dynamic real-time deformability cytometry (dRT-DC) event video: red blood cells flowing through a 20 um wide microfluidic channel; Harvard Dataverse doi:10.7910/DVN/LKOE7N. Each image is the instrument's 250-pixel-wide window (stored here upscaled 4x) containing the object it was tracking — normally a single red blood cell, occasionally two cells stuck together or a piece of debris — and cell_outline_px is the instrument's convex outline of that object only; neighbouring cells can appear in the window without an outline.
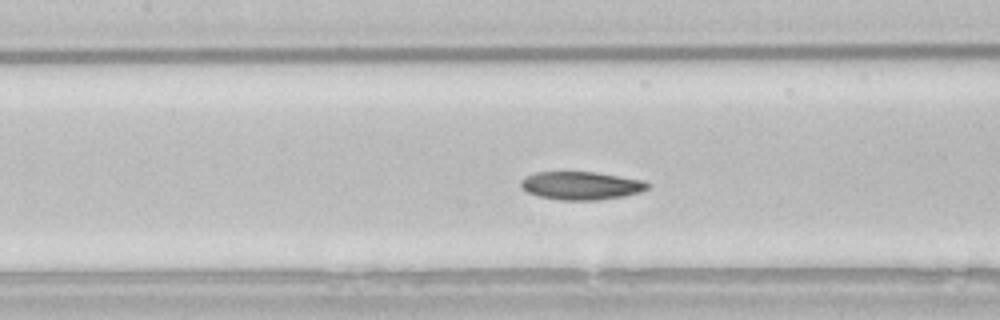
{"species": "common noctule bat (a hibernating species)", "species_latin": "Nyctalus noctula", "temperature_condition": "room temperature", "stored_images_in_passage": 45, "camera_frame_rate_fps": 3000, "um_per_image_px": 0.085, "animal": {"sex": "male", "body_mass_g": 21.5, "forearm_length_mm": 52.0}, "frame": {"image": 1, "passage_image": 20, "time_ms": 6.333, "image_size_px": [1000, 320], "cell_outline_px": [[648, 188], [640, 192], [624, 196], [596, 200], [560, 200], [540, 196], [528, 192], [520, 184], [528, 176], [536, 172], [596, 172], [644, 180], [648, 184]], "centroid_in_image_um": [49.45, 15.78], "position_along_channel_um": 158.0, "area_um2": 20.46}, "authors_computed_cell_mechanics": {"area_um2": 21.097, "velocity_mm_per_s": 3.8418, "shape_relaxation_time_tau1_ms": 10.951, "shape_relaxation_time_tau2_ms": 4.7475, "deformation_change_tau1": 0.1834, "deformation_change_tau2": 0.0947}}